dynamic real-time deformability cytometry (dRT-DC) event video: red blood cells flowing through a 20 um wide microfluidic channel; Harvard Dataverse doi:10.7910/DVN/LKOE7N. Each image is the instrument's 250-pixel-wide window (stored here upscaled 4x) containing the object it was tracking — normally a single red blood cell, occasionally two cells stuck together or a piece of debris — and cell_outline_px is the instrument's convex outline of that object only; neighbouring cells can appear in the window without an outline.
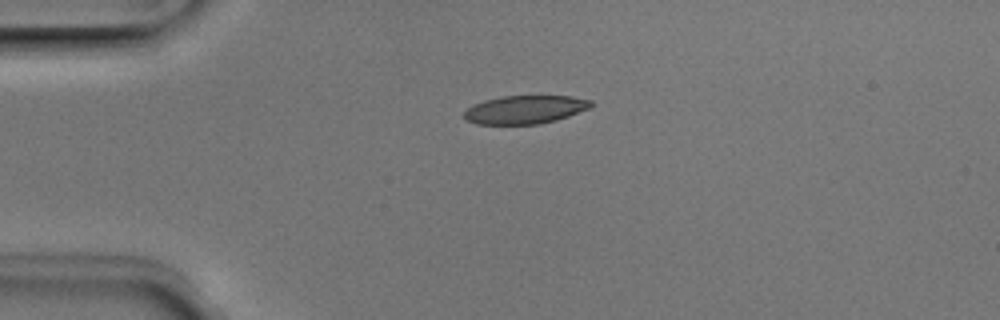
{"species": "Egyptian fruit bat (a non-hibernating species)", "species_latin": "Rousettus aegyptiacus", "temperature_condition": "room temperature", "stored_images_in_passage": 5, "camera_frame_rate_fps": 3000, "um_per_image_px": 0.085, "animal": {"sex": "male"}, "frame": {"image": 1, "passage_image": 5, "time_ms": 1.333, "image_size_px": [1000, 320], "cell_outline_px": [[592, 108], [556, 120], [540, 124], [476, 124], [468, 120], [464, 116], [464, 112], [472, 104], [484, 100], [500, 96], [572, 96], [592, 100]], "centroid_in_image_um": [44.65, 9.31], "position_along_channel_um": 40.3, "area_um2": 21.04}}